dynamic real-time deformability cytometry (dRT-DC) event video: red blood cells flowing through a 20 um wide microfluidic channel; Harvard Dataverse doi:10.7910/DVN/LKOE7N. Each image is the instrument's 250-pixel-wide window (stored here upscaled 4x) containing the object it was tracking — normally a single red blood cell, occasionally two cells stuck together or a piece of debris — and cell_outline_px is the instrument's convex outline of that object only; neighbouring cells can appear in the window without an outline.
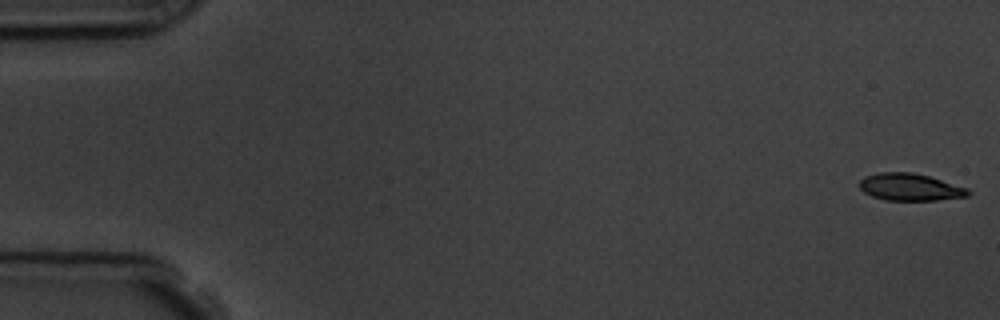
{"species": "common noctule bat (a hibernating species)", "species_latin": "Nyctalus noctula", "temperature_condition": "room temperature", "stored_images_in_passage": 5, "camera_frame_rate_fps": 3000, "um_per_image_px": 0.085, "animal": {"sex": "male", "body_mass_g": 19.5, "forearm_length_mm": 54.6}, "frame": {"image": 1, "passage_image": 1, "time_ms": 0.0, "image_size_px": [1000, 320], "cell_outline_px": [[972, 192], [968, 196], [936, 200], [884, 200], [872, 196], [864, 192], [860, 188], [860, 180], [864, 176], [880, 172], [912, 172], [928, 176], [968, 188]], "centroid_in_image_um": [77.35, 15.9], "position_along_channel_um": 7.6, "area_um2": 17.17}}
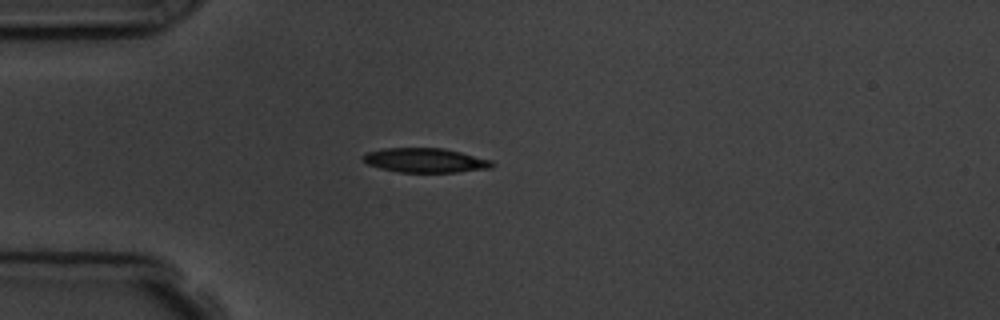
{"frame": {"image": 2, "passage_image": 5, "time_ms": 4.667, "image_size_px": [1000, 320], "cell_outline_px": [[496, 164], [492, 168], [456, 172], [400, 172], [380, 168], [368, 164], [360, 156], [364, 152], [384, 148], [444, 148], [492, 160]], "centroid_in_image_um": [36.14, 13.62], "position_along_channel_um": 48.9, "area_um2": 18.44}}